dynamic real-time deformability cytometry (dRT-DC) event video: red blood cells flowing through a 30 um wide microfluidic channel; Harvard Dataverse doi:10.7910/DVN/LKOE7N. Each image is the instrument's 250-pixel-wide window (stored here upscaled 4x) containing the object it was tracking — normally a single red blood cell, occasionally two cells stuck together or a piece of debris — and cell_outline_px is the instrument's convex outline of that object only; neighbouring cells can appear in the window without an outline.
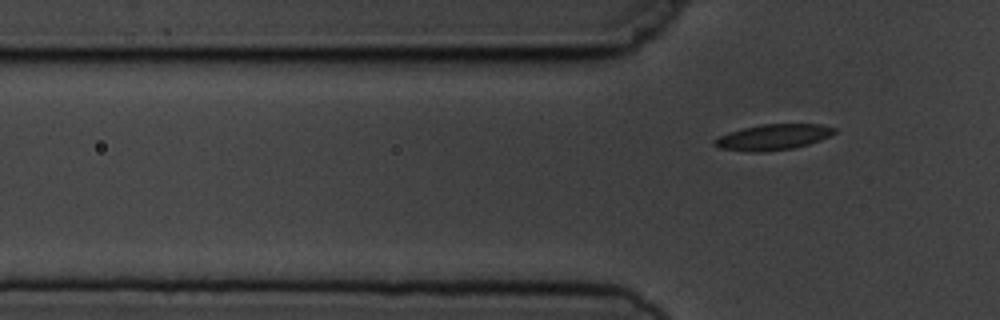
{"species": "common noctule bat (a hibernating species)", "species_latin": "Nyctalus noctula", "temperature_condition": "cold", "stored_images_in_passage": 4, "segment_of_instrument_passage": [2, 2], "camera_frame_rate_fps": 3000, "um_per_image_px": 0.085, "animal": {"sex": "male", "body_mass_g": 19.5, "forearm_length_mm": 54.6}, "frame": {"image": 1, "passage_image": 4, "time_ms": 4.333, "image_size_px": [1000, 320], "cell_outline_px": [[836, 132], [820, 140], [808, 144], [792, 148], [764, 152], [748, 152], [720, 148], [712, 144], [712, 140], [728, 132], [744, 128], [764, 124], [820, 124], [836, 128]], "centroid_in_image_um": [65.68, 11.66], "position_along_channel_um": 60.1, "area_um2": 17.92}}